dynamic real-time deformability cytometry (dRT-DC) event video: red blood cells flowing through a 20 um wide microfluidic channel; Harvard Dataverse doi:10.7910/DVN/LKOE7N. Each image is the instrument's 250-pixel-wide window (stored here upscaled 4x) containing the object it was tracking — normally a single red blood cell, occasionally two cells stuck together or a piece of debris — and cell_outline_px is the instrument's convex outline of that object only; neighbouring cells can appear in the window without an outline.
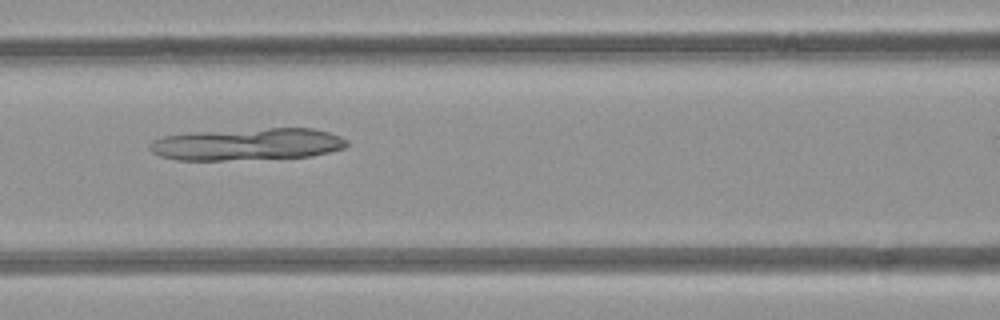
{"species": "common noctule bat (a hibernating species)", "species_latin": "Nyctalus noctula", "temperature_condition": "room temperature", "stored_images_in_passage": 4, "camera_frame_rate_fps": 3000, "um_per_image_px": 0.085, "animal": {"sex": "female", "body_mass_g": 21.9}, "frame": {"image": 1, "passage_image": 3, "time_ms": 3.0, "image_size_px": [1000, 320], "cell_outline_px": [[348, 144], [344, 148], [312, 156], [220, 160], [176, 160], [160, 156], [152, 152], [148, 148], [148, 144], [152, 140], [164, 136], [196, 132], [268, 128], [312, 128], [328, 132], [340, 136], [348, 140]], "centroid_in_image_um": [21.01, 12.26], "position_along_channel_um": 145.6, "area_um2": 36.76}}